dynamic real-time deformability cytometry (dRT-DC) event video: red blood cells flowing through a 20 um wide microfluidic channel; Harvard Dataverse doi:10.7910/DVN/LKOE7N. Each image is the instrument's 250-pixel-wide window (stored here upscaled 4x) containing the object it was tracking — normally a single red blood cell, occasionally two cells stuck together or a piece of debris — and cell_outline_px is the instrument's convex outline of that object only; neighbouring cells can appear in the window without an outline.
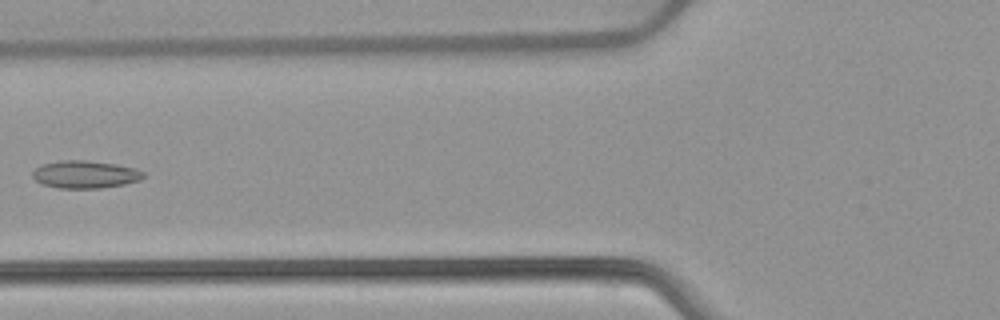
{"species": "common noctule bat (a hibernating species)", "species_latin": "Nyctalus noctula", "temperature_condition": "warm", "stored_images_in_passage": 5, "camera_frame_rate_fps": 3000, "um_per_image_px": 0.085, "animal": {"sex": "female", "body_mass_g": 22.7, "forearm_length_mm": 54.2}, "frame": {"image": 1, "passage_image": 5, "time_ms": 5.667, "image_size_px": [1000, 320], "cell_outline_px": [[144, 176], [140, 180], [124, 184], [100, 188], [60, 188], [44, 184], [36, 180], [32, 176], [32, 172], [40, 164], [60, 160], [84, 160], [116, 164], [136, 168], [144, 172]], "centroid_in_image_um": [7.24, 14.81], "position_along_channel_um": 118.6, "area_um2": 17.8}}